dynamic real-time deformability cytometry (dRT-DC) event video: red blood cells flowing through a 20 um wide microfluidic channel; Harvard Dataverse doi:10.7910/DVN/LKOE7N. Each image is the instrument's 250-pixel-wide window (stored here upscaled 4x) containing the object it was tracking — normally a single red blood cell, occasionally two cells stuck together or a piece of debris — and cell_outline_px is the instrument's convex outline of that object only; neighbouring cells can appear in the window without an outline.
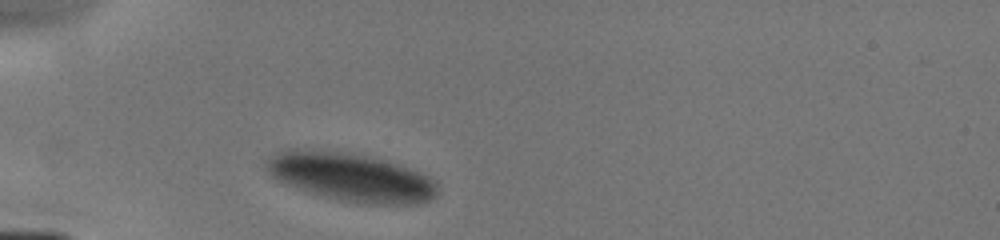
{"species": "human", "species_latin": "Homo sapiens", "temperature_condition": "cold", "stored_images_in_passage": 4, "camera_frame_rate_fps": 3000, "um_per_image_px": 0.085, "donor": {"sex": "male"}, "frame": {"image": 1, "passage_image": 1, "time_ms": 0.0, "image_size_px": [1000, 240], "cell_outline_px": [[440, 188], [436, 196], [420, 204], [360, 204], [336, 200], [320, 196], [284, 184], [272, 176], [264, 168], [264, 164], [276, 152], [288, 148], [308, 148], [352, 152], [388, 160], [400, 164], [428, 176], [436, 180]], "centroid_in_image_um": [29.82, 15.04], "position_along_channel_um": 55.2, "area_um2": 49.59}}
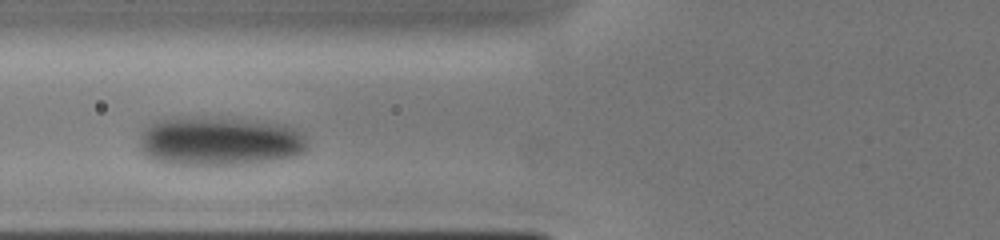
{"frame": {"image": 2, "passage_image": 3, "time_ms": 1.667, "image_size_px": [1000, 240], "cell_outline_px": [[308, 148], [304, 152], [292, 156], [272, 160], [248, 164], [172, 164], [156, 160], [144, 156], [140, 152], [140, 132], [144, 124], [156, 120], [172, 116], [216, 116], [264, 120], [288, 124], [304, 132], [308, 140]], "centroid_in_image_um": [18.66, 11.94], "position_along_channel_um": 107.1, "area_um2": 49.94}}